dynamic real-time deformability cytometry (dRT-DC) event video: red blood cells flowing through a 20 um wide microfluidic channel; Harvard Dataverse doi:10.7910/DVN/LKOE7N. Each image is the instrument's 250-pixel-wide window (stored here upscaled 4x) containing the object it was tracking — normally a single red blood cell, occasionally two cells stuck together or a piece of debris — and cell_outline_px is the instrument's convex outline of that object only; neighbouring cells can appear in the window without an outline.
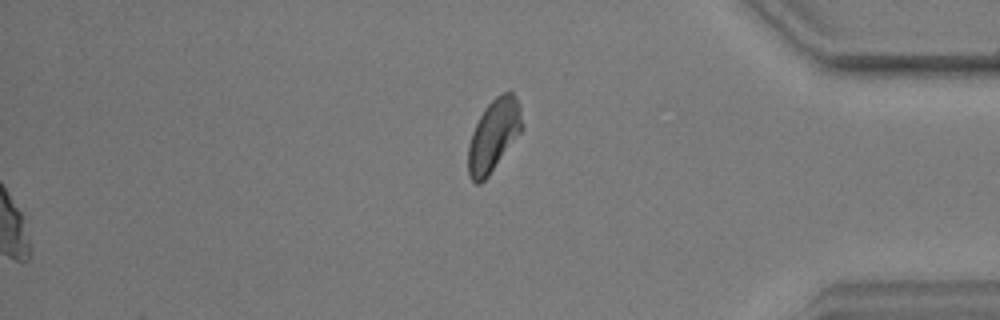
{"species": "common noctule bat (a hibernating species)", "species_latin": "Nyctalus noctula", "temperature_condition": "warm", "stored_images_in_passage": 49, "segment_of_instrument_passage": [2, 2], "camera_frame_rate_fps": 3000, "um_per_image_px": 0.085, "animal": {"sex": "male", "body_mass_g": 17.9, "forearm_length_mm": 54.2}, "frame": {"image": 1, "passage_image": 49, "time_ms": 16.0, "image_size_px": [1000, 320], "cell_outline_px": [[524, 128], [488, 176], [480, 184], [476, 184], [472, 180], [468, 172], [468, 144], [472, 132], [484, 108], [496, 96], [508, 88], [512, 92], [520, 108], [524, 124]], "centroid_in_image_um": [41.97, 11.48], "position_along_channel_um": 393.2, "area_um2": 22.66}}